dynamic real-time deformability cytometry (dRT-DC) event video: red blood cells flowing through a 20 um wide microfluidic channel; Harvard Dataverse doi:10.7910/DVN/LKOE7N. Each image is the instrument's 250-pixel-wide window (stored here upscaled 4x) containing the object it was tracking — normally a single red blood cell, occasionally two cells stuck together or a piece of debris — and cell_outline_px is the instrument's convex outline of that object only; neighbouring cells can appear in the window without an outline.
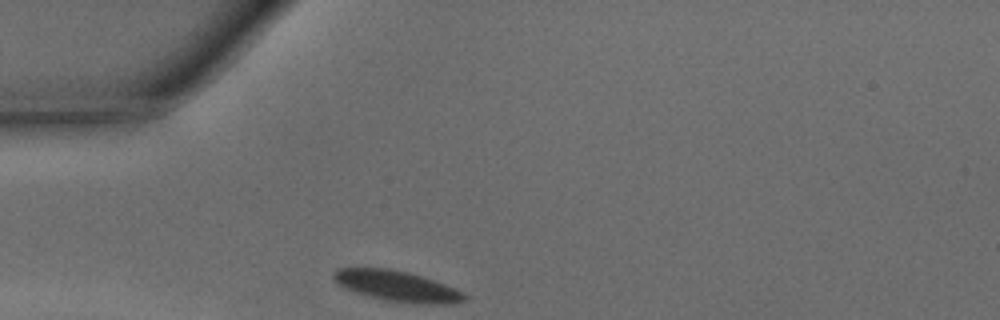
{"species": "common noctule bat (a hibernating species)", "species_latin": "Nyctalus noctula", "temperature_condition": "warm", "stored_images_in_passage": 18, "camera_frame_rate_fps": 3000, "um_per_image_px": 0.085, "animal": {"sex": "male", "body_mass_g": 15.6}, "frame": {"image": 1, "passage_image": 1, "time_ms": 0.0, "image_size_px": [1000, 320], "cell_outline_px": [[468, 300], [452, 304], [416, 304], [388, 300], [356, 292], [344, 288], [332, 276], [332, 272], [336, 268], [388, 268], [408, 272], [444, 284], [464, 292], [468, 296]], "centroid_in_image_um": [33.79, 24.32], "position_along_channel_um": 51.2, "area_um2": 23.18}}
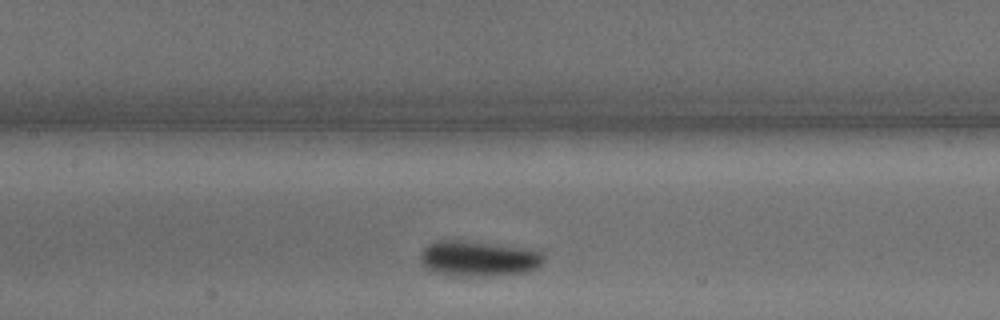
{"frame": {"image": 2, "passage_image": 10, "time_ms": 3.0, "image_size_px": [1000, 320], "cell_outline_px": [[544, 264], [536, 268], [524, 272], [480, 276], [448, 276], [436, 272], [428, 268], [420, 260], [420, 256], [424, 248], [428, 244], [444, 240], [448, 240], [484, 244], [516, 248], [540, 252], [544, 256]], "centroid_in_image_um": [40.63, 22.02], "position_along_channel_um": 166.8, "area_um2": 24.51}}
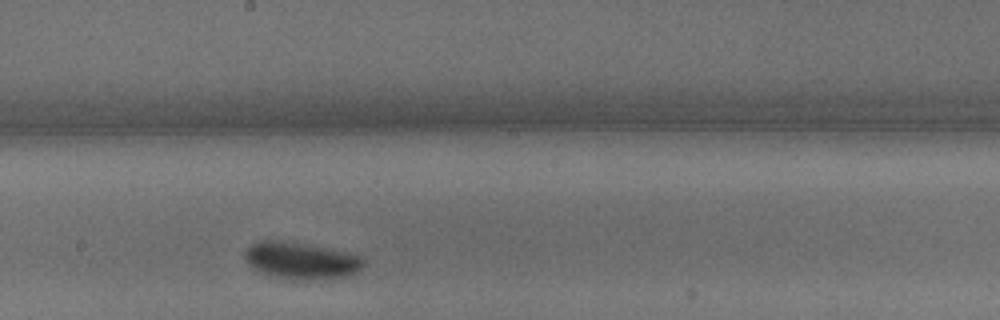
{"frame": {"image": 3, "passage_image": 14, "time_ms": 4.333, "image_size_px": [1000, 320], "cell_outline_px": [[364, 264], [356, 272], [344, 276], [312, 280], [292, 280], [268, 276], [252, 268], [244, 260], [244, 252], [252, 244], [260, 240], [272, 240], [320, 248], [360, 256], [364, 260]], "centroid_in_image_um": [25.48, 22.2], "position_along_channel_um": 222.7, "area_um2": 24.85}}